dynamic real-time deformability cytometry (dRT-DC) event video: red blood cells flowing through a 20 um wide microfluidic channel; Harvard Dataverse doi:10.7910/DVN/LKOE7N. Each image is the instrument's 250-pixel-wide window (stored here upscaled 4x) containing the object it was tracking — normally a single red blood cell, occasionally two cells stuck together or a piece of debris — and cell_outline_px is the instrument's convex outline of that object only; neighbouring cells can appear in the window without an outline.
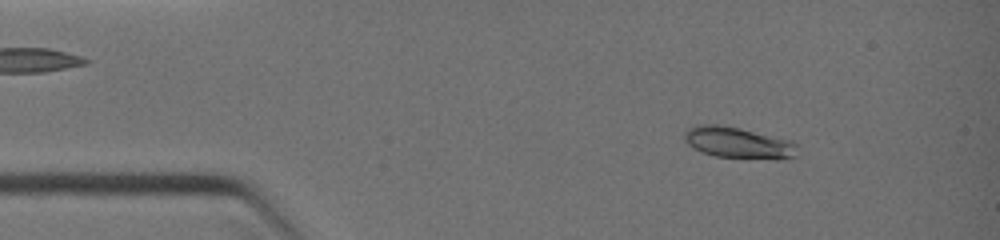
{"species": "common noctule bat (a hibernating species)", "species_latin": "Nyctalus noctula", "temperature_condition": "warm", "stored_images_in_passage": 25, "camera_frame_rate_fps": 3000, "um_per_image_px": 0.085, "animal": {"sex": "female", "body_mass_g": 19.0, "forearm_length_mm": 51.5}, "frame": {"image": 1, "passage_image": 6, "time_ms": 1.333, "image_size_px": [1000, 240], "cell_outline_px": [[796, 156], [776, 160], [716, 156], [704, 152], [688, 144], [684, 140], [684, 132], [688, 128], [696, 124], [716, 124], [740, 128], [792, 140], [796, 144]], "centroid_in_image_um": [62.77, 12.13], "position_along_channel_um": 22.2, "area_um2": 20.63}}
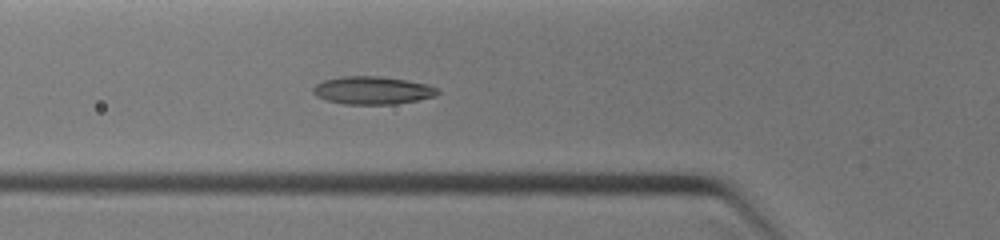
{"frame": {"image": 2, "passage_image": 17, "time_ms": 4.0, "image_size_px": [1000, 240], "cell_outline_px": [[440, 92], [436, 96], [416, 100], [392, 104], [344, 104], [328, 100], [316, 96], [312, 92], [312, 88], [316, 84], [324, 80], [340, 76], [380, 76], [428, 84], [436, 88]], "centroid_in_image_um": [31.64, 7.67], "position_along_channel_um": 94.2, "area_um2": 20.11}}
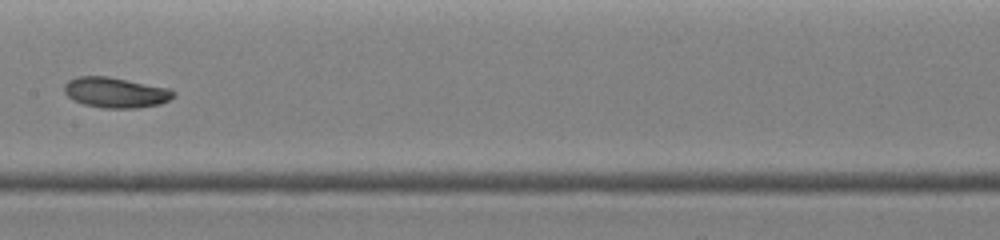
{"frame": {"image": 3, "passage_image": 24, "time_ms": 6.0, "image_size_px": [1000, 240], "cell_outline_px": [[176, 96], [160, 104], [136, 108], [104, 108], [84, 104], [72, 100], [64, 92], [64, 84], [68, 80], [76, 76], [108, 76], [172, 88], [176, 92]], "centroid_in_image_um": [9.85, 7.85], "position_along_channel_um": 197.6, "area_um2": 19.65}}